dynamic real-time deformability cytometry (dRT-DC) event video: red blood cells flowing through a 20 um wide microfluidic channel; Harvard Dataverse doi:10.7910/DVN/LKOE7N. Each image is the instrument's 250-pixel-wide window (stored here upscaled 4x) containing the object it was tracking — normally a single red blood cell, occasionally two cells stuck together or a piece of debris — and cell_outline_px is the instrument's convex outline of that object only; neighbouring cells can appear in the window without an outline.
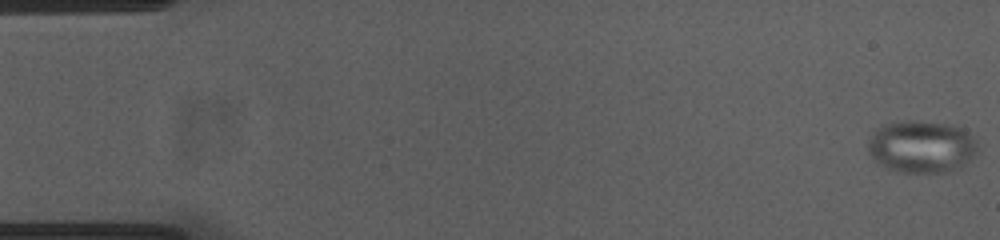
{"species": "common noctule bat (a hibernating species)", "species_latin": "Nyctalus noctula", "temperature_condition": "cold", "stored_images_in_passage": 55, "camera_frame_rate_fps": 3000, "um_per_image_px": 0.085, "animal": {"sex": "female", "body_mass_g": 23.0, "forearm_length_mm": 53.4}, "frame": {"image": 1, "passage_image": 1, "time_ms": 0.0, "image_size_px": [1000, 240], "cell_outline_px": [[980, 148], [960, 168], [952, 172], [896, 172], [884, 168], [876, 164], [872, 160], [868, 152], [868, 140], [872, 132], [880, 124], [904, 120], [912, 120], [956, 124], [964, 128], [976, 136]], "centroid_in_image_um": [78.33, 12.45], "position_along_channel_um": 6.7, "area_um2": 34.74}}
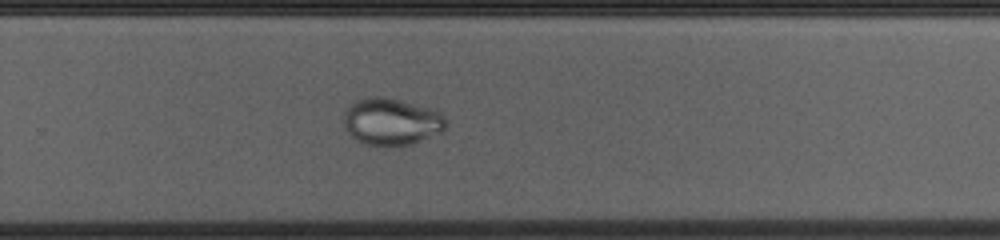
{"frame": {"image": 2, "passage_image": 36, "time_ms": 11.667, "image_size_px": [1000, 240], "cell_outline_px": [[444, 132], [408, 144], [364, 144], [352, 136], [348, 132], [344, 124], [344, 112], [356, 100], [368, 96], [384, 96], [428, 108], [440, 112], [444, 116]], "centroid_in_image_um": [33.25, 10.31], "position_along_channel_um": 296.5, "area_um2": 27.34}}
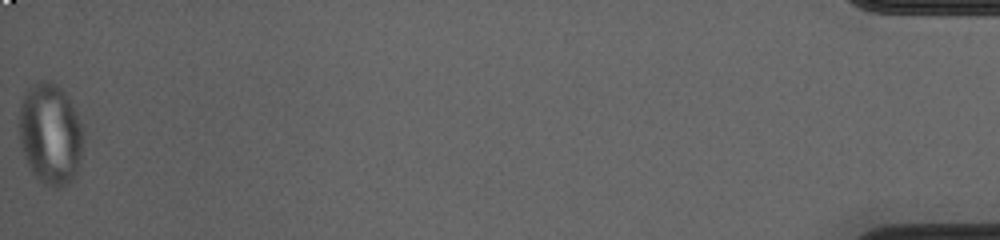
{"frame": {"image": 3, "passage_image": 55, "time_ms": 18.0, "image_size_px": [1000, 240], "cell_outline_px": [[84, 132], [80, 164], [76, 172], [68, 184], [60, 188], [56, 188], [44, 184], [32, 172], [28, 164], [20, 144], [20, 108], [24, 92], [28, 88], [40, 80], [52, 80], [64, 92], [76, 112]], "centroid_in_image_um": [4.29, 11.38], "position_along_channel_um": 430.9, "area_um2": 37.86}}